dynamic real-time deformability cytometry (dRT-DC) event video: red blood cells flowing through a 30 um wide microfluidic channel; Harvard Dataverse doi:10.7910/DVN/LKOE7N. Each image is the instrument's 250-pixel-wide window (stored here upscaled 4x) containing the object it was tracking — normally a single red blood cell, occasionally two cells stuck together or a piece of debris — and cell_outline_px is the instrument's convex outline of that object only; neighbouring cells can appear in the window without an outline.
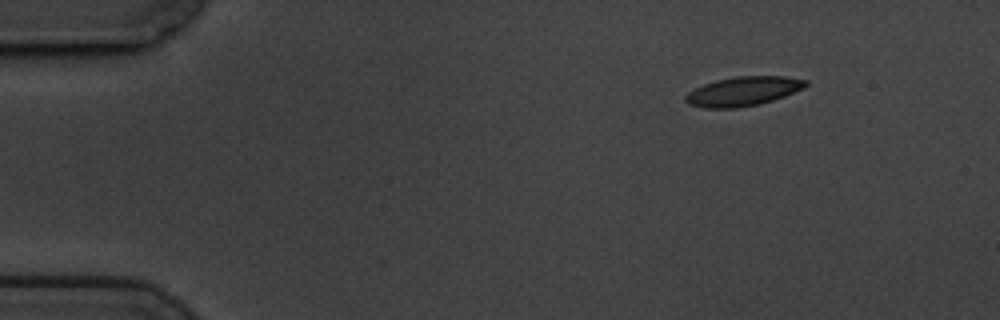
{"species": "common noctule bat (a hibernating species)", "species_latin": "Nyctalus noctula", "temperature_condition": "cold", "stored_images_in_passage": 5, "camera_frame_rate_fps": 3000, "um_per_image_px": 0.085, "animal": {"sex": "male", "body_mass_g": 19.5, "forearm_length_mm": 54.6}, "frame": {"image": 1, "passage_image": 1, "time_ms": 0.0, "image_size_px": [1000, 320], "cell_outline_px": [[808, 84], [804, 88], [784, 96], [760, 104], [736, 108], [704, 108], [688, 104], [684, 100], [684, 96], [688, 92], [704, 84], [716, 80], [736, 76], [784, 76], [808, 80]], "centroid_in_image_um": [63.16, 7.76], "position_along_channel_um": 21.8, "area_um2": 20.52}}
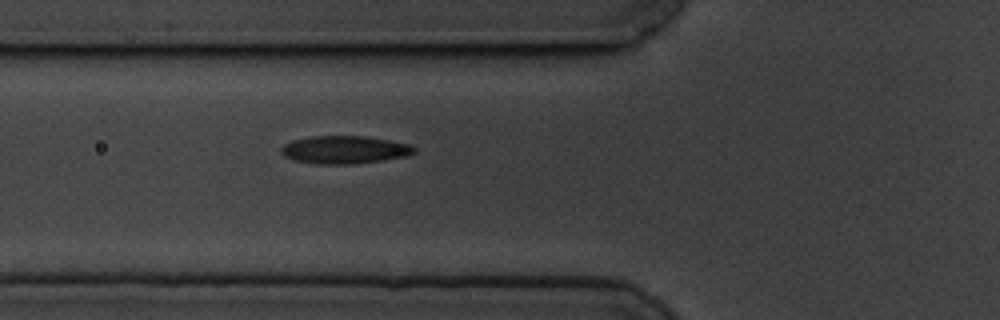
{"frame": {"image": 2, "passage_image": 5, "time_ms": 1.333, "image_size_px": [1000, 320], "cell_outline_px": [[416, 152], [408, 156], [384, 160], [356, 164], [316, 164], [292, 160], [284, 156], [280, 152], [280, 148], [284, 144], [292, 140], [308, 136], [364, 136], [412, 144], [416, 148]], "centroid_in_image_um": [29.28, 12.73], "position_along_channel_um": 96.5, "area_um2": 21.96}}